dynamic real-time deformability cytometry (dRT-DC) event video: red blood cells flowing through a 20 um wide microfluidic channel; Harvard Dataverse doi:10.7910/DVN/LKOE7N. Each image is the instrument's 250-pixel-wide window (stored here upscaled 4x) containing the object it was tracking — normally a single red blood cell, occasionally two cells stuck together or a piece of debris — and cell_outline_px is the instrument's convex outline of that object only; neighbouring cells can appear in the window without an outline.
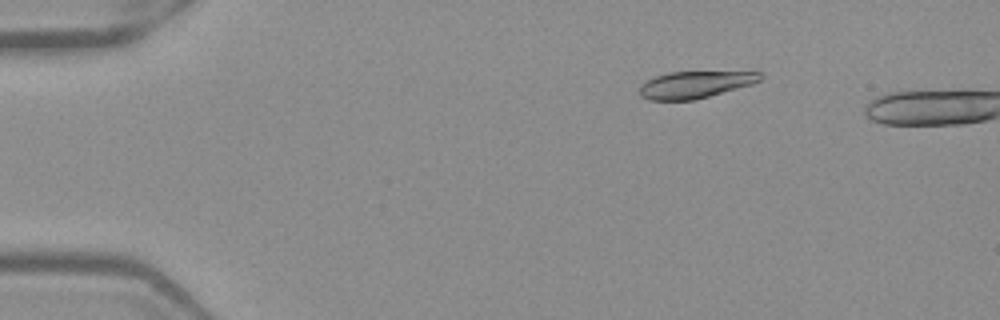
{"species": "Egyptian fruit bat (a non-hibernating species)", "species_latin": "Rousettus aegyptiacus", "temperature_condition": "warm", "stored_images_in_passage": 5, "camera_frame_rate_fps": 3000, "um_per_image_px": 0.085, "frame": {"image": 1, "passage_image": 2, "time_ms": 0.333, "image_size_px": [1000, 320], "cell_outline_px": [[764, 76], [760, 80], [752, 84], [708, 96], [692, 100], [648, 100], [640, 96], [640, 84], [656, 76], [668, 72], [760, 72]], "centroid_in_image_um": [59.05, 7.19], "position_along_channel_um": 25.9, "area_um2": 18.73}}